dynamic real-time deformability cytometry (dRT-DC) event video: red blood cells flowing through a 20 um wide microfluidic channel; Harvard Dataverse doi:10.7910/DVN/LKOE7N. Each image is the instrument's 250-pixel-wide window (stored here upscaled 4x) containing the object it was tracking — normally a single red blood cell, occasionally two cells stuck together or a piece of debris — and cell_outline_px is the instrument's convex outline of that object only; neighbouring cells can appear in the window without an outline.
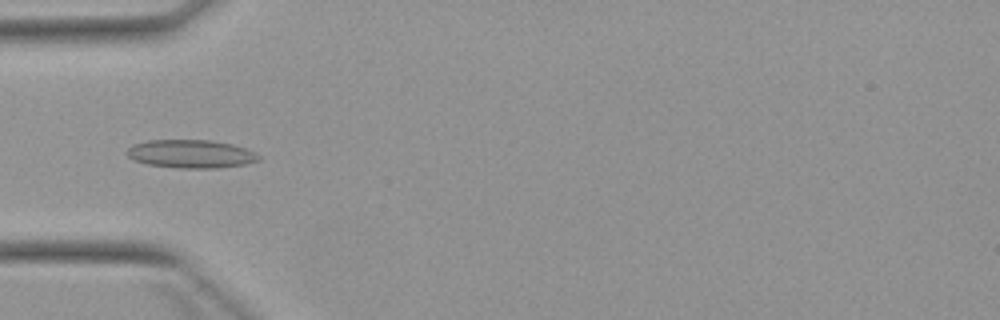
{"species": "Egyptian fruit bat (a non-hibernating species)", "species_latin": "Rousettus aegyptiacus", "temperature_condition": "warm", "stored_images_in_passage": 4, "camera_frame_rate_fps": 3000, "um_per_image_px": 0.085, "animal": {"sex": "female"}, "frame": {"image": 1, "passage_image": 4, "time_ms": 3.333, "image_size_px": [1000, 320], "cell_outline_px": [[260, 160], [244, 164], [216, 168], [180, 168], [148, 164], [136, 160], [128, 156], [128, 148], [132, 144], [148, 140], [208, 140], [232, 144], [256, 152], [260, 156]], "centroid_in_image_um": [16.25, 13.07], "position_along_channel_um": 68.8, "area_um2": 21.5}}